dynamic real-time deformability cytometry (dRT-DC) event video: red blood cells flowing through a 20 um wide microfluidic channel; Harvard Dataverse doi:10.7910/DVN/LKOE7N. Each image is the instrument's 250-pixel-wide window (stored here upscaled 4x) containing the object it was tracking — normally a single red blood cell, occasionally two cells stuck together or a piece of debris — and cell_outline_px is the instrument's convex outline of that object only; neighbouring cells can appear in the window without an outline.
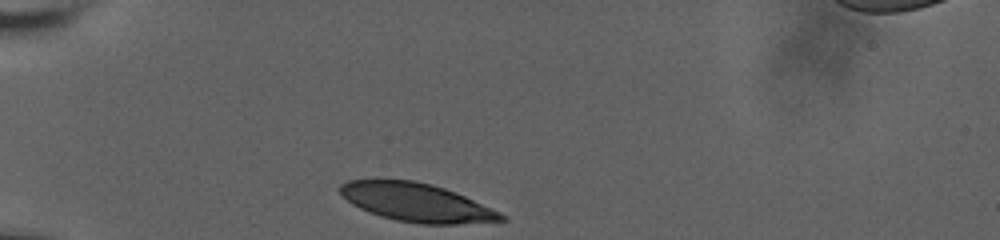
{"species": "human", "species_latin": "Homo sapiens", "temperature_condition": "room temperature", "stored_images_in_passage": 34, "camera_frame_rate_fps": 3000, "um_per_image_px": 0.085, "donor": {"sex": "male"}, "frame": {"image": 1, "passage_image": 1, "time_ms": 0.0, "image_size_px": [1000, 240], "cell_outline_px": [[508, 220], [456, 224], [420, 224], [396, 220], [380, 216], [368, 212], [352, 204], [340, 192], [340, 184], [348, 180], [416, 180], [432, 184], [456, 192], [500, 212]], "centroid_in_image_um": [35.41, 17.21], "position_along_channel_um": 49.6, "area_um2": 35.84}}
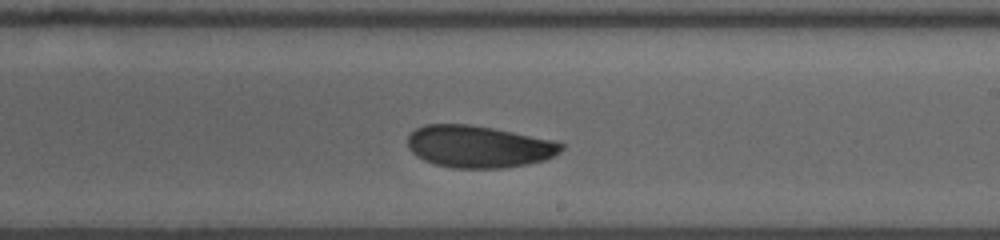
{"frame": {"image": 2, "passage_image": 20, "time_ms": 6.333, "image_size_px": [1000, 240], "cell_outline_px": [[564, 148], [560, 152], [544, 160], [528, 164], [504, 168], [452, 168], [432, 164], [416, 156], [408, 148], [408, 136], [416, 128], [424, 124], [468, 124], [492, 128], [556, 140], [564, 144]], "centroid_in_image_um": [40.69, 12.46], "position_along_channel_um": 248.3, "area_um2": 37.92}}
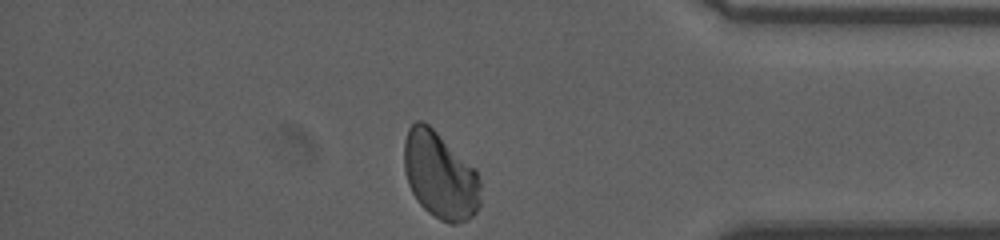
{"frame": {"image": 3, "passage_image": 34, "time_ms": 11.0, "image_size_px": [1000, 240], "cell_outline_px": [[480, 204], [476, 212], [468, 220], [456, 224], [448, 224], [440, 220], [428, 212], [416, 200], [408, 184], [404, 172], [404, 140], [408, 128], [416, 120], [424, 120], [476, 168], [480, 180]], "centroid_in_image_um": [37.4, 14.91], "position_along_channel_um": 397.8, "area_um2": 39.25}, "authors_computed_cell_mechanics": {"area_um2": 38.2058, "velocity_mm_per_s": 3.6291, "shape_relaxation_time_tau1_ms": 4.0296, "shape_relaxation_time_tau2_ms": 2.723, "deformation_change_tau1": 0.1137, "deformation_change_tau2": 0.0524}}